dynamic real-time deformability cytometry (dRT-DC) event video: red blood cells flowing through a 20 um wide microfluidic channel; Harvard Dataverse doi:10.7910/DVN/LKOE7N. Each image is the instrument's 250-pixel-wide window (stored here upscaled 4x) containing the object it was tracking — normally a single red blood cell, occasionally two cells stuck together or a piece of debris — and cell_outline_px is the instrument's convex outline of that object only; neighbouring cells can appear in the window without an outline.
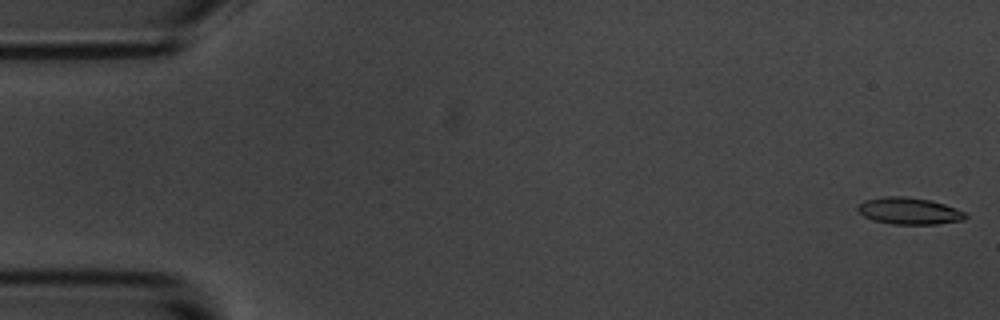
{"species": "common noctule bat (a hibernating species)", "species_latin": "Nyctalus noctula", "temperature_condition": "room temperature", "stored_images_in_passage": 16, "camera_frame_rate_fps": 3000, "um_per_image_px": 0.085, "animal": {"sex": "male", "body_mass_g": 20.1, "forearm_length_mm": 53.5}, "frame": {"image": 1, "passage_image": 1, "time_ms": 0.0, "image_size_px": [1000, 320], "cell_outline_px": [[968, 216], [964, 220], [936, 224], [892, 224], [872, 220], [864, 216], [856, 208], [864, 200], [884, 196], [904, 196], [928, 200], [944, 204], [956, 208], [964, 212]], "centroid_in_image_um": [77.27, 17.93], "position_along_channel_um": 7.7, "area_um2": 16.76}}
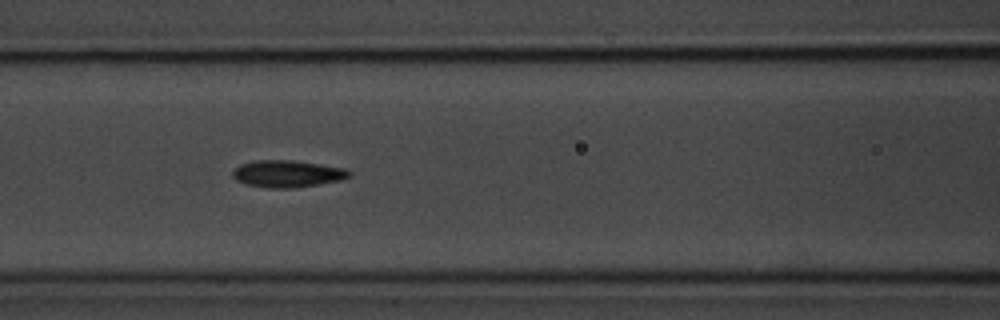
{"frame": {"image": 2, "passage_image": 7, "time_ms": 7.667, "image_size_px": [1000, 320], "cell_outline_px": [[352, 176], [340, 180], [296, 188], [268, 188], [244, 184], [236, 180], [232, 176], [232, 172], [240, 164], [256, 160], [288, 160], [344, 168], [352, 172]], "centroid_in_image_um": [24.4, 14.78], "position_along_channel_um": 142.2, "area_um2": 18.26}}
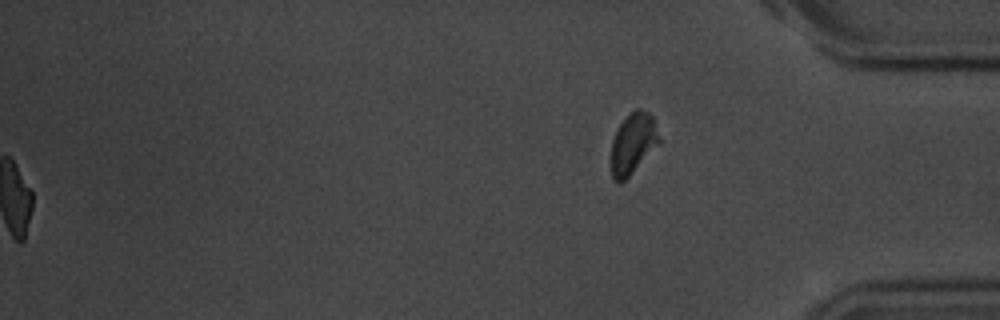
{"frame": {"image": 3, "passage_image": 16, "time_ms": 19.0, "image_size_px": [1000, 320], "cell_outline_px": [[660, 144], [620, 184], [616, 184], [612, 180], [612, 140], [620, 124], [636, 108], [640, 108], [648, 112], [652, 116], [660, 136]], "centroid_in_image_um": [53.82, 12.21], "position_along_channel_um": 381.4, "area_um2": 16.88}, "authors_computed_cell_mechanics": {"area_um2": 17.2533, "velocity_mm_per_s": 3.5, "shape_relaxation_time_tau1_ms": 2.0109, "shape_relaxation_time_tau2_ms": 1.8145, "deformation_change_tau1": 0.0988, "deformation_change_tau2": 0.0782}}